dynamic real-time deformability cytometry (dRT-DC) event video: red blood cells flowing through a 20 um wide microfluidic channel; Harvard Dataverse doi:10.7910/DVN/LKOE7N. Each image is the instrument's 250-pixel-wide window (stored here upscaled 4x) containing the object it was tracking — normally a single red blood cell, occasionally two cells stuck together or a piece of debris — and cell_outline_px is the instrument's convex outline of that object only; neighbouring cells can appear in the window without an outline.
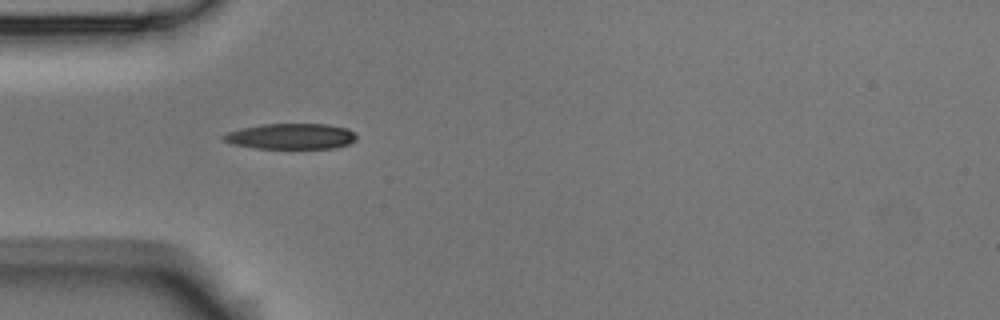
{"species": "Egyptian fruit bat (a non-hibernating species)", "species_latin": "Rousettus aegyptiacus", "temperature_condition": "room temperature", "stored_images_in_passage": 2, "camera_frame_rate_fps": 3000, "um_per_image_px": 0.085, "animal": {"sex": "male"}, "frame": {"image": 1, "passage_image": 1, "time_ms": 0.0, "image_size_px": [1000, 320], "cell_outline_px": [[356, 140], [348, 144], [336, 148], [256, 148], [232, 144], [224, 140], [220, 136], [228, 132], [240, 128], [264, 124], [328, 124], [348, 128], [356, 136]], "centroid_in_image_um": [24.73, 11.58], "position_along_channel_um": 60.3, "area_um2": 19.88}}
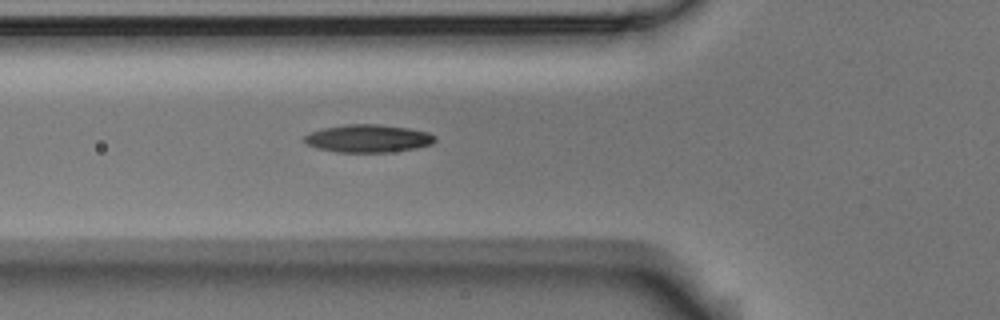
{"frame": {"image": 2, "passage_image": 2, "time_ms": 1.0, "image_size_px": [1000, 320], "cell_outline_px": [[436, 140], [432, 144], [416, 148], [388, 152], [336, 152], [316, 148], [300, 140], [304, 136], [312, 132], [324, 128], [344, 124], [376, 124], [408, 128], [428, 132], [436, 136]], "centroid_in_image_um": [31.28, 11.77], "position_along_channel_um": 94.5, "area_um2": 21.21}}